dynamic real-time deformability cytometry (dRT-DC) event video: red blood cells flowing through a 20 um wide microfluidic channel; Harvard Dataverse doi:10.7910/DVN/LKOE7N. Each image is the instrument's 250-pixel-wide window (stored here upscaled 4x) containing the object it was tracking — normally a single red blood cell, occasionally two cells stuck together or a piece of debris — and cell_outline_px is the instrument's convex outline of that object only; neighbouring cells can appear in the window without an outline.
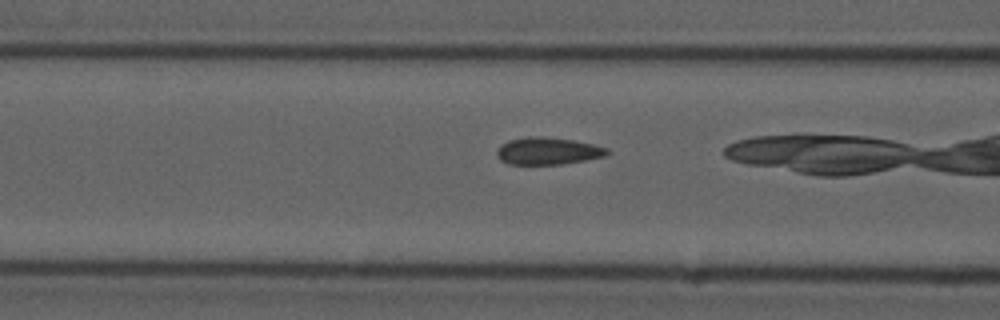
{"species": "common noctule bat (a hibernating species)", "species_latin": "Nyctalus noctula", "temperature_condition": "cold", "stored_images_in_passage": 29, "camera_frame_rate_fps": 3000, "um_per_image_px": 0.085, "animal": {"sex": "male", "forearm_length_mm": 52.5}, "frame": {"image": 1, "passage_image": 8, "time_ms": 2.333, "image_size_px": [1000, 320], "cell_outline_px": [[612, 152], [608, 156], [560, 164], [508, 164], [500, 160], [496, 156], [496, 148], [500, 144], [508, 140], [528, 136], [544, 136], [572, 140], [592, 144], [608, 148]], "centroid_in_image_um": [46.55, 12.83], "position_along_channel_um": 120.1, "area_um2": 17.74}}
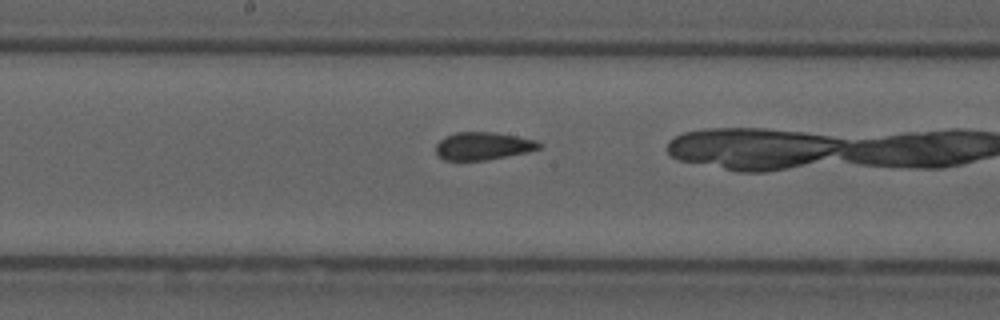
{"frame": {"image": 2, "passage_image": 15, "time_ms": 4.667, "image_size_px": [1000, 320], "cell_outline_px": [[544, 144], [540, 148], [528, 152], [484, 160], [444, 160], [436, 156], [436, 144], [444, 136], [456, 132], [492, 132], [516, 136], [536, 140]], "centroid_in_image_um": [41.04, 12.41], "position_along_channel_um": 207.2, "area_um2": 16.76}}
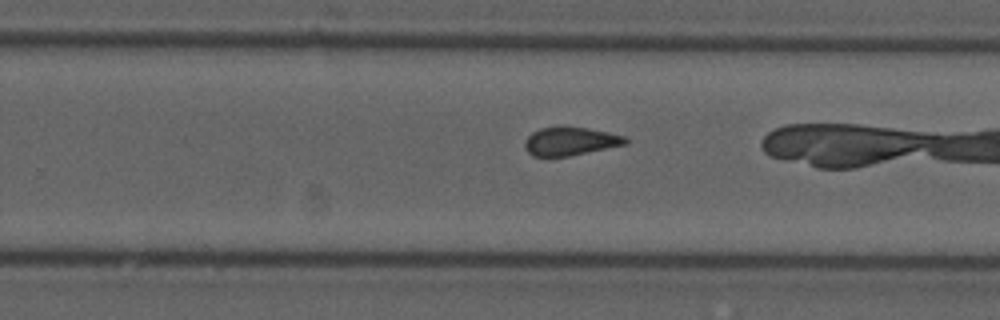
{"frame": {"image": 3, "passage_image": 21, "time_ms": 6.667, "image_size_px": [1000, 320], "cell_outline_px": [[628, 144], [568, 156], [532, 156], [524, 148], [524, 140], [532, 132], [540, 128], [564, 124], [588, 128], [608, 132], [624, 136], [628, 140]], "centroid_in_image_um": [48.45, 11.97], "position_along_channel_um": 281.4, "area_um2": 17.05}}